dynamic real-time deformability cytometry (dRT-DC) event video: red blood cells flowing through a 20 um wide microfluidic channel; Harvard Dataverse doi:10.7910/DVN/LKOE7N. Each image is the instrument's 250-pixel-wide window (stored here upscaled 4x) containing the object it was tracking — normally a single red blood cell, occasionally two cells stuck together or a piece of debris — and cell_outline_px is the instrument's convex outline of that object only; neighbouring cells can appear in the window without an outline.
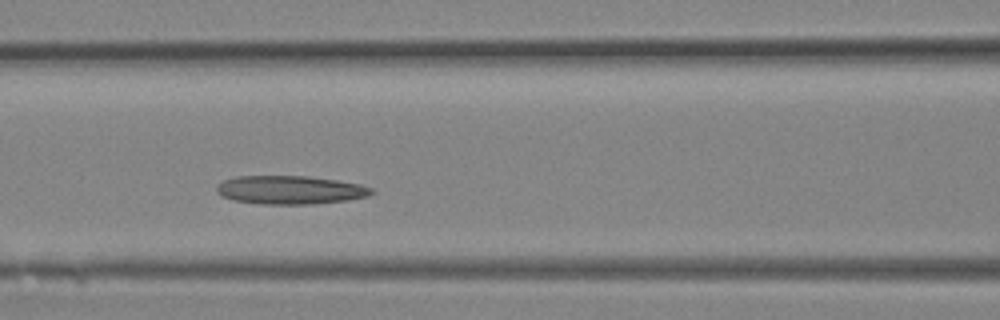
{"species": "Egyptian fruit bat (a non-hibernating species)", "species_latin": "Rousettus aegyptiacus", "temperature_condition": "room temperature", "stored_images_in_passage": 13, "camera_frame_rate_fps": 3000, "um_per_image_px": 0.085, "animal": {"sex": "female"}, "frame": {"image": 1, "passage_image": 8, "time_ms": 2.333, "image_size_px": [1000, 320], "cell_outline_px": [[376, 192], [368, 196], [348, 200], [312, 204], [260, 204], [232, 200], [216, 192], [216, 188], [224, 180], [236, 176], [308, 176], [336, 180], [360, 184], [372, 188]], "centroid_in_image_um": [24.69, 16.14], "position_along_channel_um": 141.9, "area_um2": 25.72}}
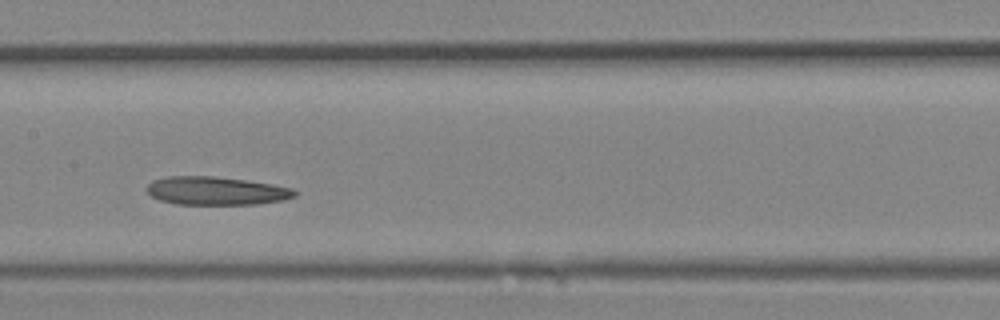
{"frame": {"image": 2, "passage_image": 10, "time_ms": 3.0, "image_size_px": [1000, 320], "cell_outline_px": [[296, 196], [284, 200], [260, 204], [176, 204], [160, 200], [152, 196], [144, 188], [152, 180], [168, 176], [216, 176], [272, 184], [292, 188], [296, 192]], "centroid_in_image_um": [18.36, 16.22], "position_along_channel_um": 189.0, "area_um2": 24.45}}
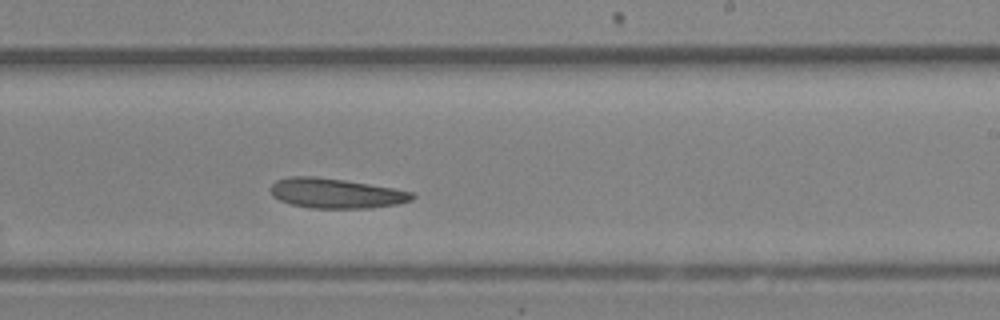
{"frame": {"image": 3, "passage_image": 13, "time_ms": 4.0, "image_size_px": [1000, 320], "cell_outline_px": [[416, 196], [412, 200], [400, 204], [368, 208], [312, 208], [292, 204], [280, 200], [272, 196], [268, 188], [276, 180], [288, 176], [316, 176], [344, 180], [392, 188], [412, 192]], "centroid_in_image_um": [28.52, 16.42], "position_along_channel_um": 260.5, "area_um2": 24.74}}